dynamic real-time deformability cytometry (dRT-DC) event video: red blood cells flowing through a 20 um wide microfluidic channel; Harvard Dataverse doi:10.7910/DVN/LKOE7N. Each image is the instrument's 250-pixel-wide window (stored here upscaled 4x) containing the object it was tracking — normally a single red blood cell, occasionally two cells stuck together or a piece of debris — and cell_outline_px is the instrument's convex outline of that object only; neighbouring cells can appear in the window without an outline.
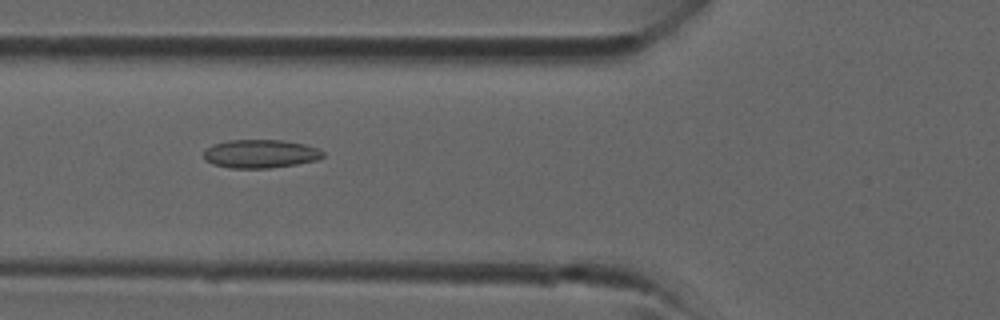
{"species": "common noctule bat (a hibernating species)", "species_latin": "Nyctalus noctula", "temperature_condition": "room temperature", "stored_images_in_passage": 38, "camera_frame_rate_fps": 3000, "um_per_image_px": 0.085, "animal": {"sex": "male", "forearm_length_mm": 52.5}, "frame": {"image": 1, "passage_image": 14, "time_ms": 4.333, "image_size_px": [1000, 320], "cell_outline_px": [[324, 156], [316, 160], [296, 164], [268, 168], [232, 168], [212, 164], [204, 160], [204, 152], [208, 148], [216, 144], [228, 140], [284, 140], [304, 144], [316, 148], [324, 152]], "centroid_in_image_um": [22.14, 13.07], "position_along_channel_um": 103.7, "area_um2": 19.59}}
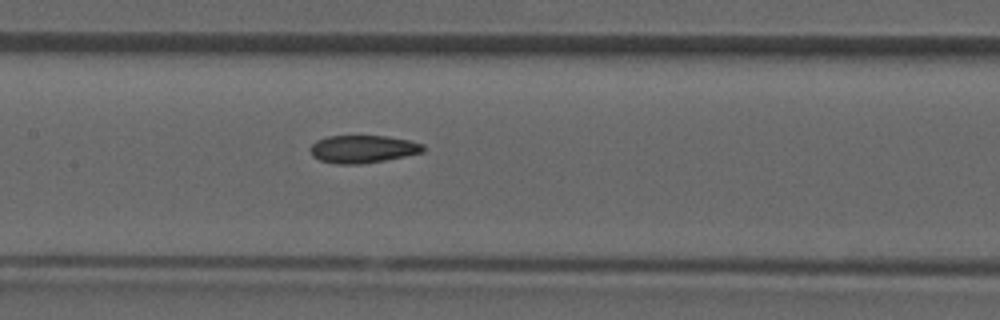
{"frame": {"image": 2, "passage_image": 18, "time_ms": 5.667, "image_size_px": [1000, 320], "cell_outline_px": [[424, 152], [384, 160], [360, 164], [336, 164], [320, 160], [312, 156], [308, 148], [316, 140], [328, 136], [388, 136], [408, 140], [424, 144]], "centroid_in_image_um": [30.81, 12.66], "position_along_channel_um": 176.6, "area_um2": 18.26}}
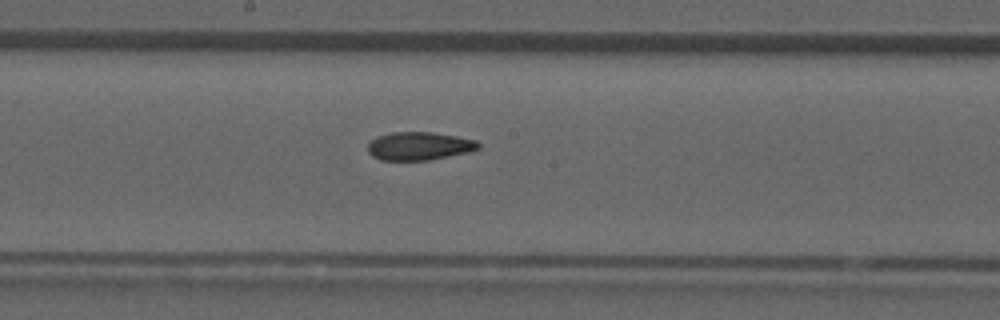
{"frame": {"image": 3, "passage_image": 20, "time_ms": 6.333, "image_size_px": [1000, 320], "cell_outline_px": [[480, 148], [468, 152], [428, 160], [380, 160], [372, 156], [368, 152], [368, 144], [376, 136], [392, 132], [432, 132], [456, 136], [476, 140], [480, 144]], "centroid_in_image_um": [35.61, 12.41], "position_along_channel_um": 212.6, "area_um2": 18.15}}